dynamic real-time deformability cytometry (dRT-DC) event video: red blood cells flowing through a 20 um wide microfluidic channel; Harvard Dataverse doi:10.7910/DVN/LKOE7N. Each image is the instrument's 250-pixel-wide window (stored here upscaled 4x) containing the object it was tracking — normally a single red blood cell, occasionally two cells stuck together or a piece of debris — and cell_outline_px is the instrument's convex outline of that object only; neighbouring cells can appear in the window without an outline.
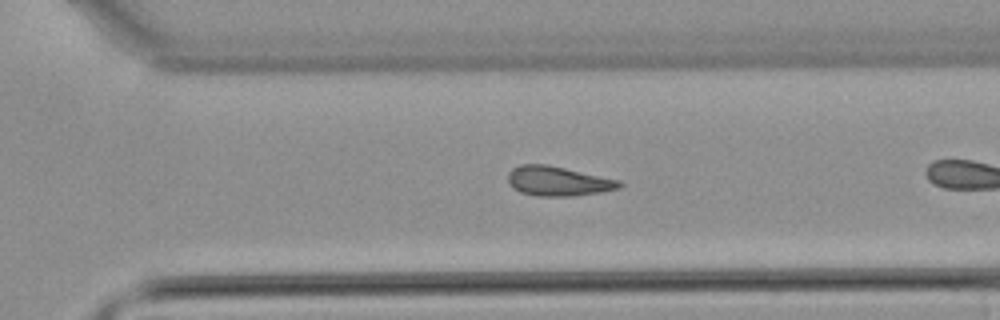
{"species": "common noctule bat (a hibernating species)", "species_latin": "Nyctalus noctula", "temperature_condition": "warm", "stored_images_in_passage": 22, "camera_frame_rate_fps": 3000, "um_per_image_px": 0.085, "animal": {"sex": "male", "body_mass_g": 21.5, "forearm_length_mm": 52.0}, "frame": {"image": 1, "passage_image": 19, "time_ms": 6.0, "image_size_px": [1000, 320], "cell_outline_px": [[624, 184], [620, 188], [600, 192], [572, 196], [536, 196], [520, 192], [512, 188], [508, 184], [508, 172], [512, 168], [520, 164], [548, 164], [620, 180]], "centroid_in_image_um": [47.41, 15.39], "position_along_channel_um": 323.2, "area_um2": 19.42}}